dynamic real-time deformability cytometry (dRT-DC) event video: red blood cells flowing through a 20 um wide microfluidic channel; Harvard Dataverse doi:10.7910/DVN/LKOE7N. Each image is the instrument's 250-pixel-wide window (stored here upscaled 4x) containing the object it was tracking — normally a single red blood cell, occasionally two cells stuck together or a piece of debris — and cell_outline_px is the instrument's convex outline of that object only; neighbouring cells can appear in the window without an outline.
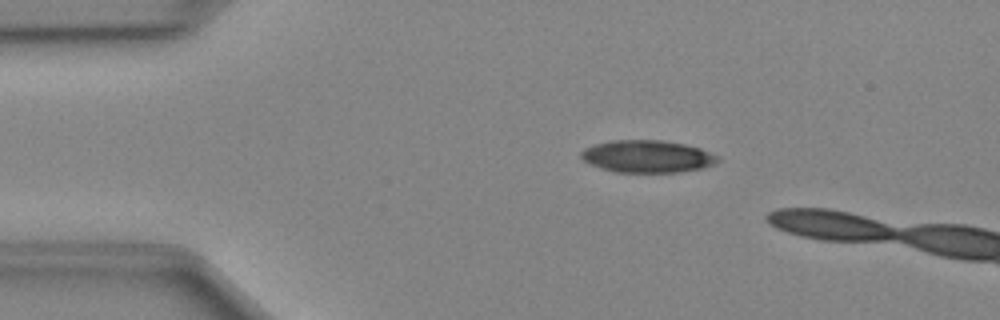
{"species": "Egyptian fruit bat (a non-hibernating species)", "species_latin": "Rousettus aegyptiacus", "temperature_condition": "cold", "stored_images_in_passage": 13, "camera_frame_rate_fps": 3000, "um_per_image_px": 0.085, "animal": {"sex": "female"}, "frame": {"image": 1, "passage_image": 8, "time_ms": 2.333, "image_size_px": [1000, 320], "cell_outline_px": [[720, 160], [716, 164], [704, 168], [680, 172], [616, 172], [600, 168], [584, 160], [580, 156], [580, 152], [584, 148], [596, 144], [612, 140], [664, 140], [684, 144], [700, 148], [720, 156]], "centroid_in_image_um": [55.07, 13.29], "position_along_channel_um": 29.9, "area_um2": 25.89}}